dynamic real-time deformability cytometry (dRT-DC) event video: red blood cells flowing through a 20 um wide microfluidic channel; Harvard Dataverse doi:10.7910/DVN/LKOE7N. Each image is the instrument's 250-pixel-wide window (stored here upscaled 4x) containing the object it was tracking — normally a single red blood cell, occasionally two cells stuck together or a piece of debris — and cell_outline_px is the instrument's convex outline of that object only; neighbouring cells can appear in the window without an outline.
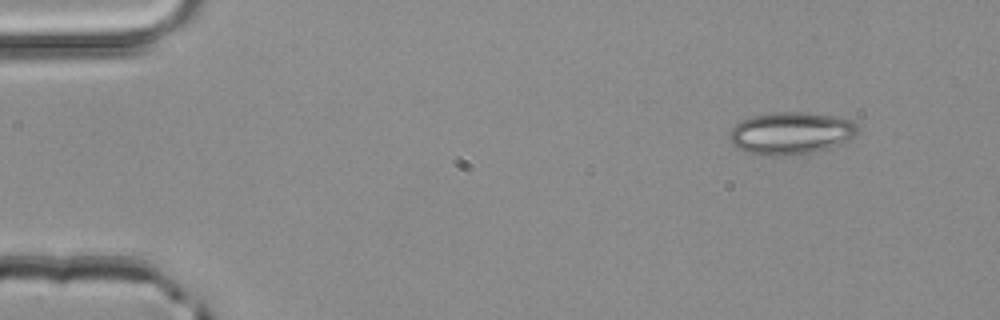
{"species": "common noctule bat (a hibernating species)", "species_latin": "Nyctalus noctula", "temperature_condition": "room temperature", "stored_images_in_passage": 3, "camera_frame_rate_fps": 3000, "um_per_image_px": 0.085, "animal": {"sex": "male", "body_mass_g": 20.4}, "frame": {"image": 1, "passage_image": 1, "time_ms": 0.0, "image_size_px": [1000, 320], "cell_outline_px": [[856, 132], [848, 140], [840, 144], [812, 152], [792, 156], [768, 156], [748, 152], [736, 148], [732, 144], [728, 136], [732, 128], [740, 120], [752, 116], [772, 112], [804, 112], [832, 116], [852, 120], [856, 124]], "centroid_in_image_um": [67.17, 11.32], "position_along_channel_um": 17.8, "area_um2": 31.62}}
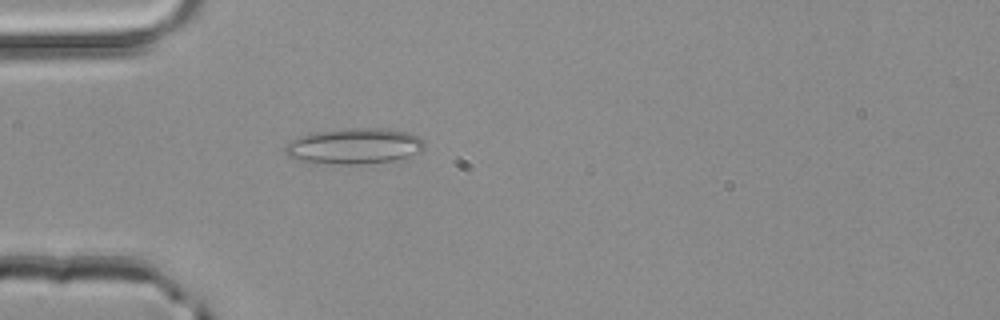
{"frame": {"image": 2, "passage_image": 3, "time_ms": 0.667, "image_size_px": [1000, 320], "cell_outline_px": [[424, 148], [420, 152], [408, 156], [392, 160], [364, 164], [340, 164], [300, 160], [288, 156], [284, 152], [284, 148], [292, 140], [308, 132], [344, 128], [384, 128], [408, 132], [420, 136], [424, 140]], "centroid_in_image_um": [30.13, 12.39], "position_along_channel_um": 54.9, "area_um2": 29.13}}